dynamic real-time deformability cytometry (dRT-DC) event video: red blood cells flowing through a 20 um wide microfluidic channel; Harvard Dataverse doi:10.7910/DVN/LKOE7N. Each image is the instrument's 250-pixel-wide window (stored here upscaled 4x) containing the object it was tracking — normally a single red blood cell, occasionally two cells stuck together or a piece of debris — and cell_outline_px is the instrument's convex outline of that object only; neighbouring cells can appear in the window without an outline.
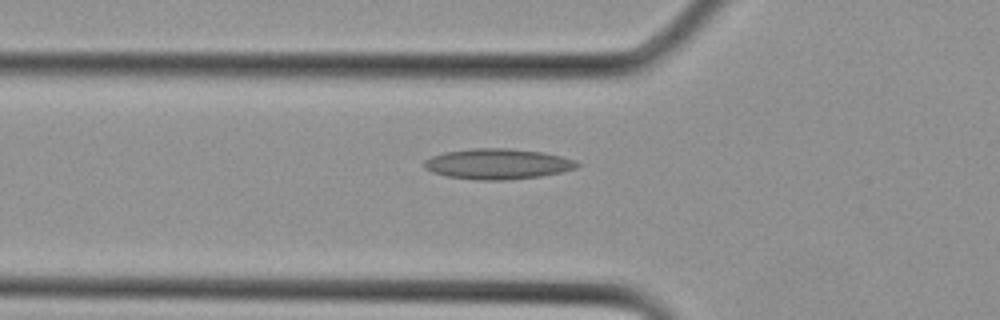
{"species": "Egyptian fruit bat (a non-hibernating species)", "species_latin": "Rousettus aegyptiacus", "temperature_condition": "cold", "stored_images_in_passage": 16, "camera_frame_rate_fps": 3000, "um_per_image_px": 0.085, "animal": {"sex": "female"}, "frame": {"image": 1, "passage_image": 10, "time_ms": 3.0, "image_size_px": [1000, 320], "cell_outline_px": [[580, 164], [576, 168], [560, 172], [540, 176], [508, 180], [476, 180], [448, 176], [432, 172], [424, 168], [424, 160], [432, 156], [444, 152], [472, 148], [508, 148], [544, 152], [576, 160]], "centroid_in_image_um": [42.29, 13.93], "position_along_channel_um": 83.5, "area_um2": 27.22}}
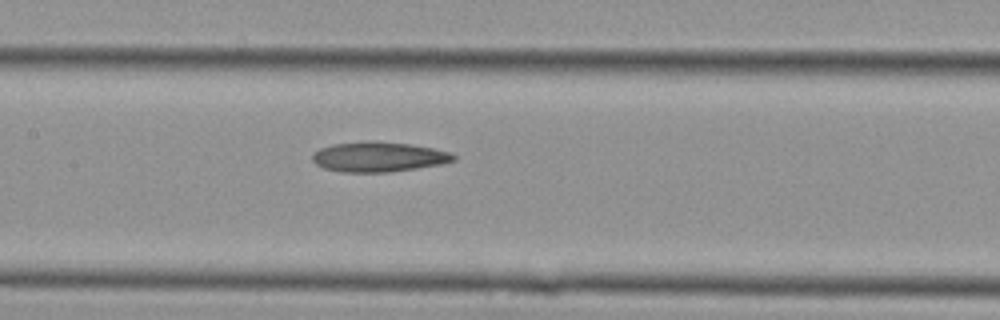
{"frame": {"image": 2, "passage_image": 14, "time_ms": 4.333, "image_size_px": [1000, 320], "cell_outline_px": [[456, 160], [440, 164], [416, 168], [388, 172], [340, 172], [324, 168], [316, 164], [312, 160], [312, 156], [320, 148], [332, 144], [408, 144], [432, 148], [448, 152], [456, 156]], "centroid_in_image_um": [32.18, 13.39], "position_along_channel_um": 175.2, "area_um2": 23.41}}
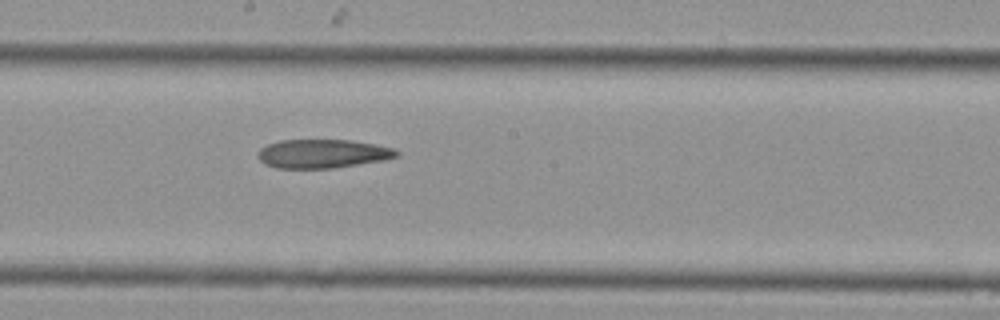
{"frame": {"image": 3, "passage_image": 16, "time_ms": 5.0, "image_size_px": [1000, 320], "cell_outline_px": [[400, 156], [384, 160], [332, 168], [276, 168], [264, 164], [256, 156], [260, 148], [268, 144], [280, 140], [352, 140], [396, 148], [400, 152]], "centroid_in_image_um": [27.44, 13.06], "position_along_channel_um": 220.8, "area_um2": 23.41}}